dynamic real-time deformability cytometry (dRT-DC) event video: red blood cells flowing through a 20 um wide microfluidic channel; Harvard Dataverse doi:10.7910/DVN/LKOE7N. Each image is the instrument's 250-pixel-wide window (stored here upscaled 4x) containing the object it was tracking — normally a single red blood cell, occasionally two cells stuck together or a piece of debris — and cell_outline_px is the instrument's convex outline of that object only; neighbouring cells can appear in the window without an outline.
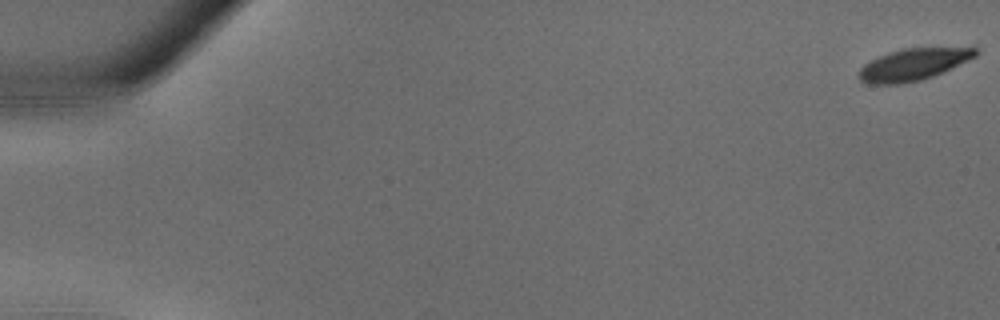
{"species": "common noctule bat (a hibernating species)", "species_latin": "Nyctalus noctula", "temperature_condition": "warm", "stored_images_in_passage": 7, "camera_frame_rate_fps": 3000, "um_per_image_px": 0.085, "animal": {"sex": "male", "body_mass_g": 18.8}, "frame": {"image": 1, "passage_image": 1, "time_ms": 0.0, "image_size_px": [1000, 320], "cell_outline_px": [[980, 52], [976, 56], [968, 60], [932, 76], [920, 80], [900, 84], [868, 84], [860, 80], [860, 68], [864, 64], [888, 52], [904, 48], [976, 48]], "centroid_in_image_um": [77.61, 5.48], "position_along_channel_um": 7.4, "area_um2": 21.21}}